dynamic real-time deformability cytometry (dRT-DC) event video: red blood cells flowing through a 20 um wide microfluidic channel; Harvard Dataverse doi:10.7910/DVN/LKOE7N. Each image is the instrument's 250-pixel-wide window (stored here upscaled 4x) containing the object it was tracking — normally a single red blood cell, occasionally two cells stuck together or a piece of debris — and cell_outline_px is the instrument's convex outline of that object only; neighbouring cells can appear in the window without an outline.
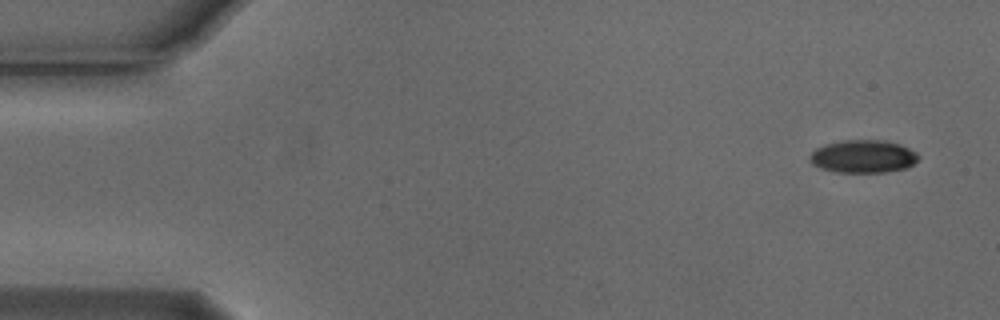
{"species": "Egyptian fruit bat (a non-hibernating species)", "species_latin": "Rousettus aegyptiacus", "temperature_condition": "cold", "stored_images_in_passage": 4, "camera_frame_rate_fps": 3000, "um_per_image_px": 0.085, "animal": {"sex": "male"}, "frame": {"image": 1, "passage_image": 1, "time_ms": 0.0, "image_size_px": [1000, 320], "cell_outline_px": [[920, 156], [908, 168], [884, 172], [836, 172], [820, 168], [812, 164], [808, 160], [808, 156], [816, 148], [824, 144], [844, 140], [880, 140], [900, 144], [916, 152]], "centroid_in_image_um": [73.33, 13.3], "position_along_channel_um": 11.7, "area_um2": 20.87}}
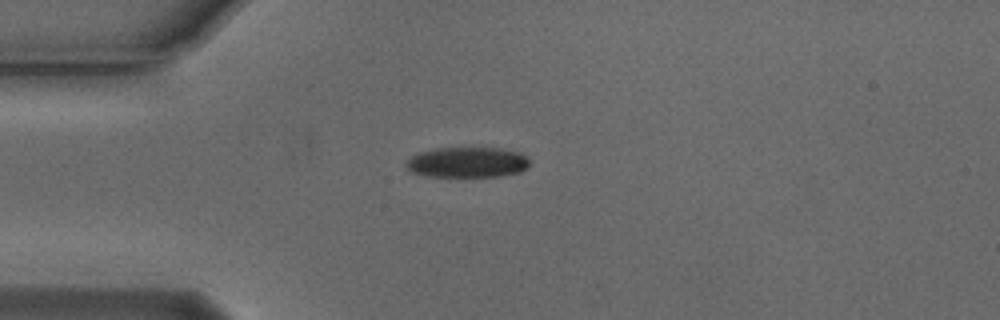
{"frame": {"image": 2, "passage_image": 4, "time_ms": 1.0, "image_size_px": [1000, 320], "cell_outline_px": [[528, 168], [520, 172], [500, 176], [428, 176], [412, 172], [404, 164], [416, 152], [436, 148], [500, 148], [520, 152], [528, 156]], "centroid_in_image_um": [39.74, 13.78], "position_along_channel_um": 45.3, "area_um2": 21.96}}